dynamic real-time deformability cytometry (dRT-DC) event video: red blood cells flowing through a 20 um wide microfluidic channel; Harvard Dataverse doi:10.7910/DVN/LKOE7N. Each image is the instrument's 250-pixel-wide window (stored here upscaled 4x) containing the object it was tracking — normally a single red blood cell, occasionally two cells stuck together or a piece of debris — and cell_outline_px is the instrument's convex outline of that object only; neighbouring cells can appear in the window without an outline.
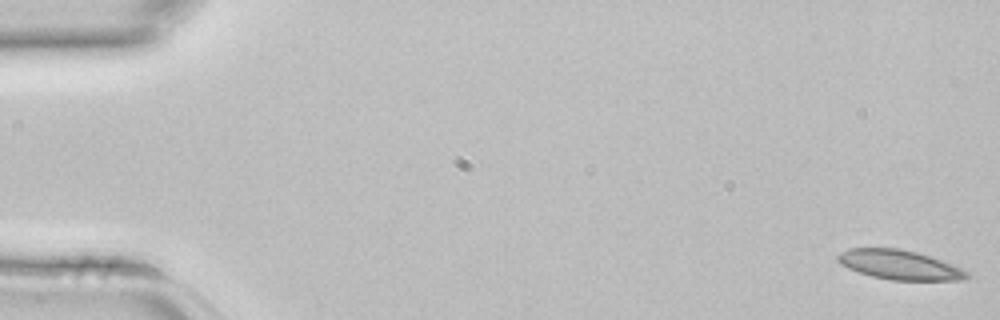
{"species": "common noctule bat (a hibernating species)", "species_latin": "Nyctalus noctula", "temperature_condition": "room temperature", "stored_images_in_passage": 3, "camera_frame_rate_fps": 3000, "um_per_image_px": 0.085, "animal": {"sex": "female", "body_mass_g": 22.7, "forearm_length_mm": 54.2}, "frame": {"image": 1, "passage_image": 1, "time_ms": 0.0, "image_size_px": [1000, 320], "cell_outline_px": [[972, 276], [964, 280], [892, 280], [872, 276], [848, 268], [840, 264], [836, 260], [836, 256], [840, 252], [848, 248], [900, 248], [920, 252], [960, 268], [968, 272]], "centroid_in_image_um": [76.44, 22.5], "position_along_channel_um": 8.6, "area_um2": 22.25}}